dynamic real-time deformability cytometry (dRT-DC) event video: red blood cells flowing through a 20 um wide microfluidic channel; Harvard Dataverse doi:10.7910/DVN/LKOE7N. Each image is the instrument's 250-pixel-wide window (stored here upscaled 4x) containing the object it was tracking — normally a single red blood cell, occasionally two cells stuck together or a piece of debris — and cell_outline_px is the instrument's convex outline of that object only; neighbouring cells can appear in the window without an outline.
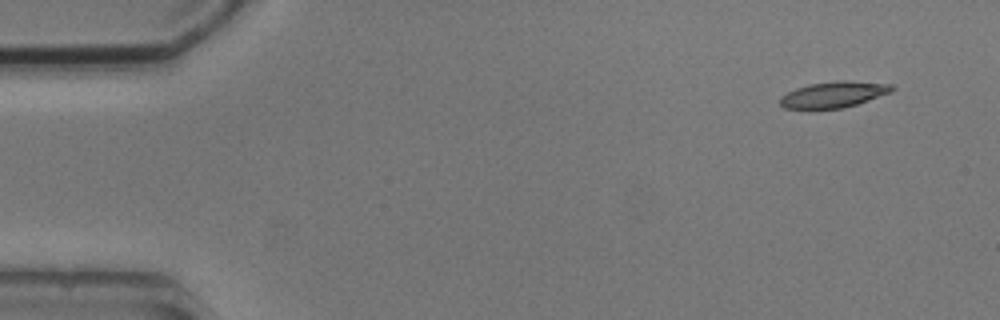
{"species": "common noctule bat (a hibernating species)", "species_latin": "Nyctalus noctula", "temperature_condition": "cold", "stored_images_in_passage": 3, "camera_frame_rate_fps": 3000, "um_per_image_px": 0.085, "animal": {"sex": "male", "body_mass_g": 20.5, "forearm_length_mm": 52.5}, "frame": {"image": 1, "passage_image": 1, "time_ms": 0.0, "image_size_px": [1000, 320], "cell_outline_px": [[896, 88], [892, 92], [844, 108], [808, 112], [784, 108], [780, 104], [780, 96], [796, 88], [808, 84], [836, 80], [844, 80], [892, 84]], "centroid_in_image_um": [70.79, 8.08], "position_along_channel_um": 14.2, "area_um2": 17.8}}
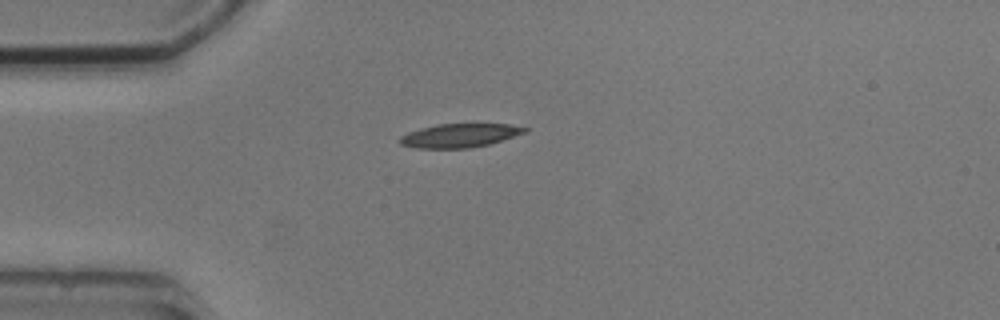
{"frame": {"image": 2, "passage_image": 3, "time_ms": 3.333, "image_size_px": [1000, 320], "cell_outline_px": [[528, 132], [488, 144], [468, 148], [416, 148], [400, 144], [400, 136], [408, 132], [420, 128], [436, 124], [508, 124], [528, 128]], "centroid_in_image_um": [39.06, 11.51], "position_along_channel_um": 45.9, "area_um2": 17.17}}